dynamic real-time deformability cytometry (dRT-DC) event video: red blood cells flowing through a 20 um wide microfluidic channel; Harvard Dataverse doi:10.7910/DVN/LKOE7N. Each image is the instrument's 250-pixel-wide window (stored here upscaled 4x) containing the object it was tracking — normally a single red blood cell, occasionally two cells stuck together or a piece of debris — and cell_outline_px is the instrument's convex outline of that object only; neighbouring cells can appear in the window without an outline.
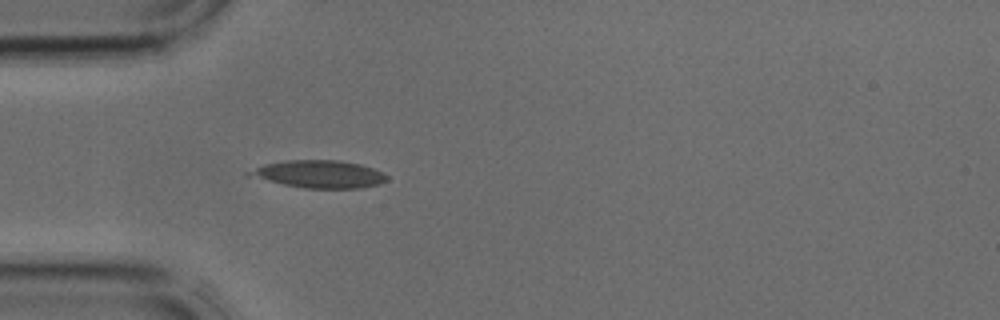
{"species": "common noctule bat (a hibernating species)", "species_latin": "Nyctalus noctula", "temperature_condition": "cold", "stored_images_in_passage": 3, "camera_frame_rate_fps": 3000, "um_per_image_px": 0.085, "animal": {"sex": "male", "body_mass_g": 17.9, "forearm_length_mm": 54.2}, "frame": {"image": 1, "passage_image": 3, "time_ms": 0.667, "image_size_px": [1000, 320], "cell_outline_px": [[388, 180], [380, 184], [360, 188], [304, 188], [244, 176], [244, 172], [264, 164], [288, 160], [340, 160], [360, 164], [372, 168], [388, 176]], "centroid_in_image_um": [27.08, 14.8], "position_along_channel_um": 57.9, "area_um2": 22.2}}